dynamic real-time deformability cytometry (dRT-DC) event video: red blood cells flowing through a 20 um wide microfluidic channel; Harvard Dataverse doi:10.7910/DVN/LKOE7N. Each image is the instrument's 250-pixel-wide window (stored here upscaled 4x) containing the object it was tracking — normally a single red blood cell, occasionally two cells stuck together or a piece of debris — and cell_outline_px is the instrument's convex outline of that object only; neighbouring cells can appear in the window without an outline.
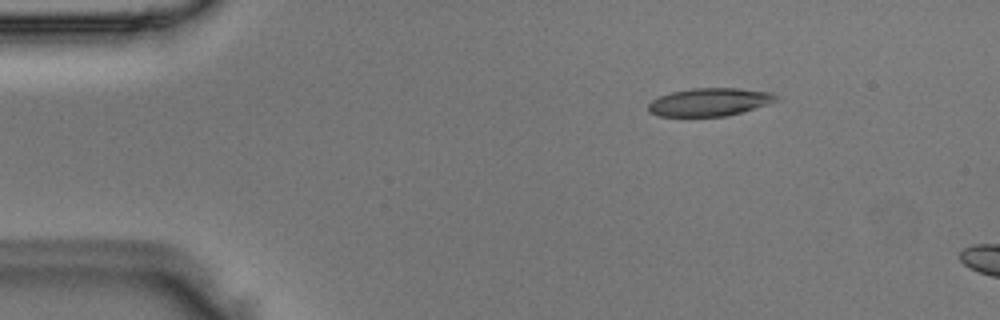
{"species": "Egyptian fruit bat (a non-hibernating species)", "species_latin": "Rousettus aegyptiacus", "temperature_condition": "room temperature", "stored_images_in_passage": 3, "segment_of_instrument_passage": [1, 2], "camera_frame_rate_fps": 3000, "um_per_image_px": 0.085, "animal": {"sex": "male"}, "frame": {"image": 1, "passage_image": 1, "time_ms": 0.0, "image_size_px": [1000, 320], "cell_outline_px": [[776, 100], [740, 112], [724, 116], [660, 116], [648, 112], [648, 104], [652, 100], [660, 96], [672, 92], [692, 88], [740, 88], [772, 92], [776, 96]], "centroid_in_image_um": [60.25, 8.66], "position_along_channel_um": 24.8, "area_um2": 20.46}}